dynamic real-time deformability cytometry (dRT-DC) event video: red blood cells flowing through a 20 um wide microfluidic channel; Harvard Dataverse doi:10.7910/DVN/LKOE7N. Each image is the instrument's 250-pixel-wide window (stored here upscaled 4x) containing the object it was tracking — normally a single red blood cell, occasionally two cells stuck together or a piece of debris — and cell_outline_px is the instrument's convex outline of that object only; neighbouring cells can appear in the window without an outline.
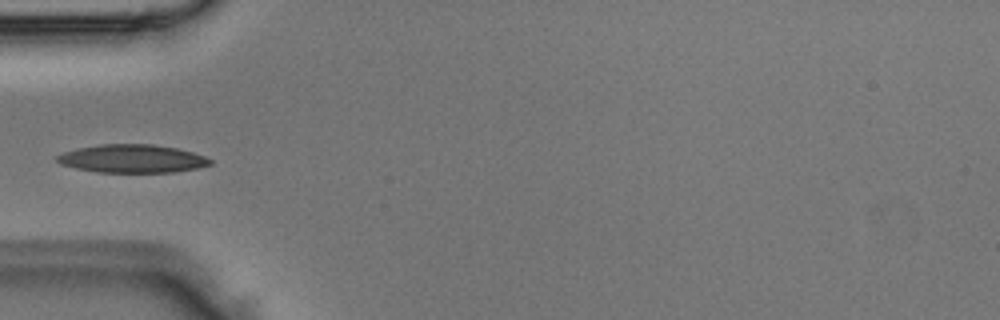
{"species": "Egyptian fruit bat (a non-hibernating species)", "species_latin": "Rousettus aegyptiacus", "temperature_condition": "room temperature", "stored_images_in_passage": 6, "camera_frame_rate_fps": 3000, "um_per_image_px": 0.085, "animal": {"sex": "male"}, "frame": {"image": 1, "passage_image": 5, "time_ms": 1.333, "image_size_px": [1000, 320], "cell_outline_px": [[212, 164], [196, 168], [172, 172], [96, 172], [76, 168], [60, 164], [56, 160], [56, 156], [64, 152], [80, 148], [100, 144], [152, 144], [176, 148], [192, 152], [204, 156], [212, 160]], "centroid_in_image_um": [11.23, 13.48], "position_along_channel_um": 73.8, "area_um2": 24.97}}
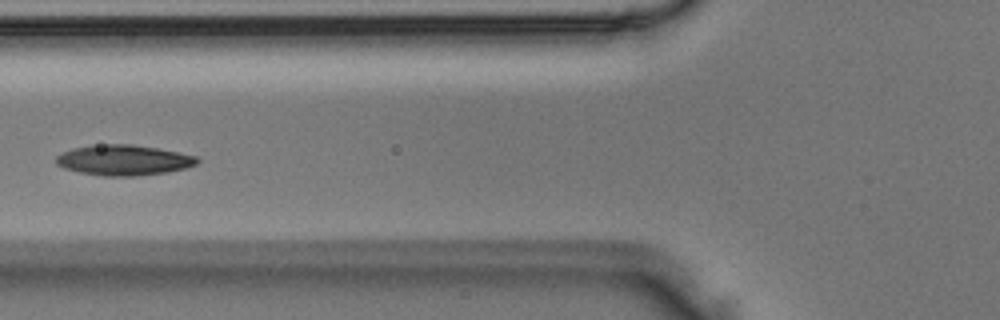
{"frame": {"image": 2, "passage_image": 6, "time_ms": 1.667, "image_size_px": [1000, 320], "cell_outline_px": [[200, 160], [196, 164], [184, 168], [168, 172], [136, 176], [104, 176], [80, 172], [64, 168], [56, 164], [56, 156], [72, 148], [100, 144], [132, 144], [156, 148], [196, 156]], "centroid_in_image_um": [10.5, 13.61], "position_along_channel_um": 115.3, "area_um2": 24.85}}